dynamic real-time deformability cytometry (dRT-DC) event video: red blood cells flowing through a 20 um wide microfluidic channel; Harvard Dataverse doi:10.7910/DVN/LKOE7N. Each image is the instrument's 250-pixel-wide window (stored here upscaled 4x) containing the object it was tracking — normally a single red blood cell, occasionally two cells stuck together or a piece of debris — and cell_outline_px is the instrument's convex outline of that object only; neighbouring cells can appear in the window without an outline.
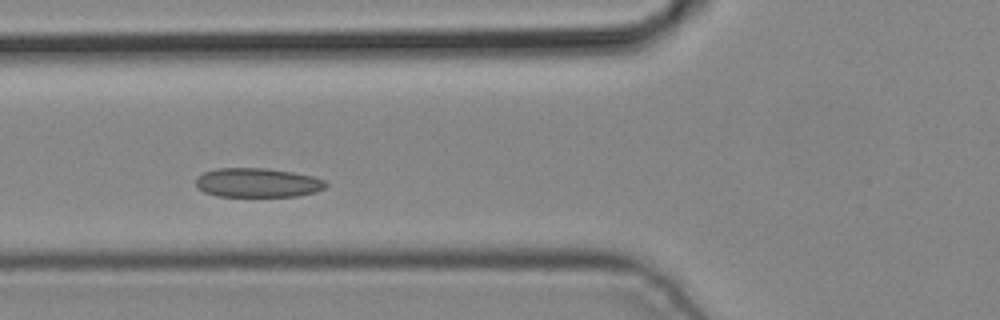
{"species": "common noctule bat (a hibernating species)", "species_latin": "Nyctalus noctula", "temperature_condition": "cold", "stored_images_in_passage": 4, "camera_frame_rate_fps": 3000, "um_per_image_px": 0.085, "animal": {"sex": "male", "body_mass_g": 19.2, "forearm_length_mm": 51.8}, "frame": {"image": 1, "passage_image": 3, "time_ms": 0.667, "image_size_px": [1000, 320], "cell_outline_px": [[328, 184], [324, 188], [316, 192], [296, 196], [216, 196], [204, 192], [196, 188], [196, 176], [204, 172], [216, 168], [268, 168], [292, 172], [312, 176], [324, 180]], "centroid_in_image_um": [21.86, 15.52], "position_along_channel_um": 103.9, "area_um2": 22.25}}
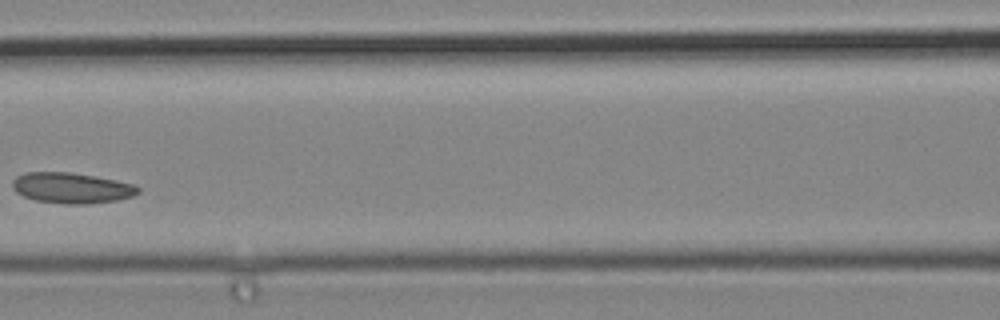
{"frame": {"image": 2, "passage_image": 4, "time_ms": 1.0, "image_size_px": [1000, 320], "cell_outline_px": [[140, 192], [132, 196], [116, 200], [84, 204], [64, 204], [36, 200], [24, 196], [16, 192], [12, 188], [12, 180], [16, 176], [24, 172], [68, 172], [96, 176], [116, 180], [132, 184], [140, 188]], "centroid_in_image_um": [6.06, 15.97], "position_along_channel_um": 160.5, "area_um2": 22.43}}